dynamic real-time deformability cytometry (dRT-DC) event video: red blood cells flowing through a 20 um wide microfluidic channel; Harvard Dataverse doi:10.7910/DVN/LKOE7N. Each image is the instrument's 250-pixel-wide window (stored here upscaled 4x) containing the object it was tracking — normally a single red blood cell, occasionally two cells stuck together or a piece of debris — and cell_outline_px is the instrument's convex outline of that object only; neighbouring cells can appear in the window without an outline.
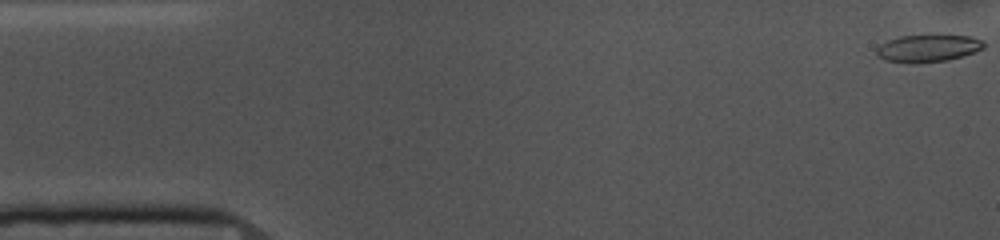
{"species": "common noctule bat (a hibernating species)", "species_latin": "Nyctalus noctula", "temperature_condition": "cold", "stored_images_in_passage": 54, "camera_frame_rate_fps": 3000, "um_per_image_px": 0.085, "animal": {"sex": "female", "body_mass_g": 10.0, "forearm_length_mm": 53.1}, "frame": {"image": 1, "passage_image": 1, "time_ms": 0.0, "image_size_px": [1000, 240], "cell_outline_px": [[984, 48], [948, 60], [884, 60], [876, 56], [876, 48], [880, 44], [888, 40], [900, 36], [928, 32], [932, 32], [972, 36], [984, 40]], "centroid_in_image_um": [78.92, 3.98], "position_along_channel_um": 6.1, "area_um2": 17.17}}
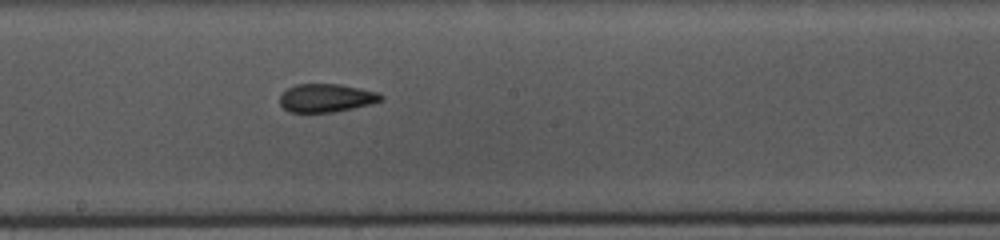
{"frame": {"image": 2, "passage_image": 28, "time_ms": 9.0, "image_size_px": [1000, 240], "cell_outline_px": [[384, 100], [336, 112], [288, 112], [280, 104], [280, 96], [288, 88], [296, 84], [340, 84], [380, 92], [384, 96]], "centroid_in_image_um": [27.76, 8.32], "position_along_channel_um": 220.4, "area_um2": 16.7}}
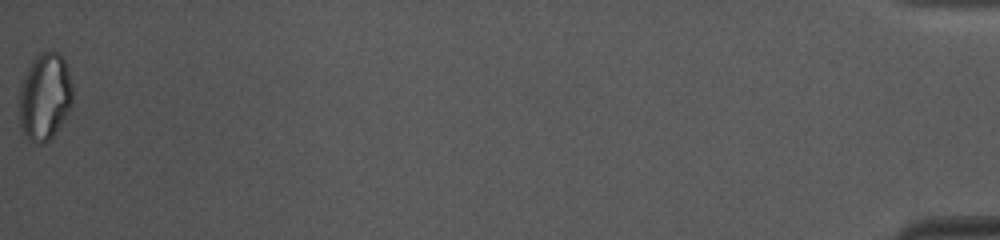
{"frame": {"image": 3, "passage_image": 54, "time_ms": 17.667, "image_size_px": [1000, 240], "cell_outline_px": [[72, 104], [68, 112], [52, 136], [44, 144], [36, 144], [28, 140], [20, 128], [20, 84], [32, 60], [40, 52], [48, 48], [60, 52], [68, 68], [72, 88]], "centroid_in_image_um": [3.81, 8.18], "position_along_channel_um": 431.4, "area_um2": 27.4}, "authors_computed_cell_mechanics": {"area_um2": 17.5712, "velocity_mm_per_s": 3.6695, "shape_relaxation_time_tau1_ms": null, "shape_relaxation_time_tau2_ms": 2.4975, "deformation_change_tau1": null, "deformation_change_tau2": 0.0934}}